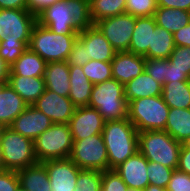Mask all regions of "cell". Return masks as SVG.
Instances as JSON below:
<instances>
[{"instance_id":"45","label":"cell","mask_w":190,"mask_h":191,"mask_svg":"<svg viewBox=\"0 0 190 191\" xmlns=\"http://www.w3.org/2000/svg\"><path fill=\"white\" fill-rule=\"evenodd\" d=\"M175 46L190 47V23L173 34Z\"/></svg>"},{"instance_id":"15","label":"cell","mask_w":190,"mask_h":191,"mask_svg":"<svg viewBox=\"0 0 190 191\" xmlns=\"http://www.w3.org/2000/svg\"><path fill=\"white\" fill-rule=\"evenodd\" d=\"M52 124L51 119L44 113L33 105H28L26 109L14 119L10 127L15 132L34 141Z\"/></svg>"},{"instance_id":"44","label":"cell","mask_w":190,"mask_h":191,"mask_svg":"<svg viewBox=\"0 0 190 191\" xmlns=\"http://www.w3.org/2000/svg\"><path fill=\"white\" fill-rule=\"evenodd\" d=\"M62 0H26L27 10L38 16L42 11H44L50 5Z\"/></svg>"},{"instance_id":"39","label":"cell","mask_w":190,"mask_h":191,"mask_svg":"<svg viewBox=\"0 0 190 191\" xmlns=\"http://www.w3.org/2000/svg\"><path fill=\"white\" fill-rule=\"evenodd\" d=\"M166 59H146L145 72L162 86L165 84Z\"/></svg>"},{"instance_id":"41","label":"cell","mask_w":190,"mask_h":191,"mask_svg":"<svg viewBox=\"0 0 190 191\" xmlns=\"http://www.w3.org/2000/svg\"><path fill=\"white\" fill-rule=\"evenodd\" d=\"M90 60H87V54L84 45L77 39L74 44L73 48L67 58V64L69 66H84Z\"/></svg>"},{"instance_id":"4","label":"cell","mask_w":190,"mask_h":191,"mask_svg":"<svg viewBox=\"0 0 190 191\" xmlns=\"http://www.w3.org/2000/svg\"><path fill=\"white\" fill-rule=\"evenodd\" d=\"M88 106L97 109L105 122L128 118L124 85L114 78L93 85Z\"/></svg>"},{"instance_id":"11","label":"cell","mask_w":190,"mask_h":191,"mask_svg":"<svg viewBox=\"0 0 190 191\" xmlns=\"http://www.w3.org/2000/svg\"><path fill=\"white\" fill-rule=\"evenodd\" d=\"M135 23L136 17L124 13L101 19L94 25L110 42L116 52H123L129 50Z\"/></svg>"},{"instance_id":"27","label":"cell","mask_w":190,"mask_h":191,"mask_svg":"<svg viewBox=\"0 0 190 191\" xmlns=\"http://www.w3.org/2000/svg\"><path fill=\"white\" fill-rule=\"evenodd\" d=\"M154 18L157 26L174 34L190 23V11L157 7Z\"/></svg>"},{"instance_id":"2","label":"cell","mask_w":190,"mask_h":191,"mask_svg":"<svg viewBox=\"0 0 190 191\" xmlns=\"http://www.w3.org/2000/svg\"><path fill=\"white\" fill-rule=\"evenodd\" d=\"M101 134L109 169H114L138 151V131L128 118L105 122Z\"/></svg>"},{"instance_id":"48","label":"cell","mask_w":190,"mask_h":191,"mask_svg":"<svg viewBox=\"0 0 190 191\" xmlns=\"http://www.w3.org/2000/svg\"><path fill=\"white\" fill-rule=\"evenodd\" d=\"M0 9L27 10L26 0H0Z\"/></svg>"},{"instance_id":"54","label":"cell","mask_w":190,"mask_h":191,"mask_svg":"<svg viewBox=\"0 0 190 191\" xmlns=\"http://www.w3.org/2000/svg\"><path fill=\"white\" fill-rule=\"evenodd\" d=\"M7 82H0V91H1V88L6 84Z\"/></svg>"},{"instance_id":"21","label":"cell","mask_w":190,"mask_h":191,"mask_svg":"<svg viewBox=\"0 0 190 191\" xmlns=\"http://www.w3.org/2000/svg\"><path fill=\"white\" fill-rule=\"evenodd\" d=\"M154 16L136 17L135 28L129 45V52L144 56L151 48L152 33L156 28Z\"/></svg>"},{"instance_id":"7","label":"cell","mask_w":190,"mask_h":191,"mask_svg":"<svg viewBox=\"0 0 190 191\" xmlns=\"http://www.w3.org/2000/svg\"><path fill=\"white\" fill-rule=\"evenodd\" d=\"M169 109L162 95L135 99L128 102V119L138 132L165 130Z\"/></svg>"},{"instance_id":"8","label":"cell","mask_w":190,"mask_h":191,"mask_svg":"<svg viewBox=\"0 0 190 191\" xmlns=\"http://www.w3.org/2000/svg\"><path fill=\"white\" fill-rule=\"evenodd\" d=\"M38 162L67 159L73 148V138L68 124L53 123L34 141Z\"/></svg>"},{"instance_id":"30","label":"cell","mask_w":190,"mask_h":191,"mask_svg":"<svg viewBox=\"0 0 190 191\" xmlns=\"http://www.w3.org/2000/svg\"><path fill=\"white\" fill-rule=\"evenodd\" d=\"M175 48L173 34L166 29L156 26L152 33L151 48L144 55L146 59L169 58Z\"/></svg>"},{"instance_id":"35","label":"cell","mask_w":190,"mask_h":191,"mask_svg":"<svg viewBox=\"0 0 190 191\" xmlns=\"http://www.w3.org/2000/svg\"><path fill=\"white\" fill-rule=\"evenodd\" d=\"M74 191H101L102 171L81 170Z\"/></svg>"},{"instance_id":"17","label":"cell","mask_w":190,"mask_h":191,"mask_svg":"<svg viewBox=\"0 0 190 191\" xmlns=\"http://www.w3.org/2000/svg\"><path fill=\"white\" fill-rule=\"evenodd\" d=\"M148 160L137 151L123 163L119 164L115 170L127 185L128 188L144 190L149 184L147 176Z\"/></svg>"},{"instance_id":"16","label":"cell","mask_w":190,"mask_h":191,"mask_svg":"<svg viewBox=\"0 0 190 191\" xmlns=\"http://www.w3.org/2000/svg\"><path fill=\"white\" fill-rule=\"evenodd\" d=\"M77 39L85 47L87 60L104 62L113 60L116 51L95 25L80 31Z\"/></svg>"},{"instance_id":"28","label":"cell","mask_w":190,"mask_h":191,"mask_svg":"<svg viewBox=\"0 0 190 191\" xmlns=\"http://www.w3.org/2000/svg\"><path fill=\"white\" fill-rule=\"evenodd\" d=\"M165 131L181 143L188 138L190 136V108H170Z\"/></svg>"},{"instance_id":"32","label":"cell","mask_w":190,"mask_h":191,"mask_svg":"<svg viewBox=\"0 0 190 191\" xmlns=\"http://www.w3.org/2000/svg\"><path fill=\"white\" fill-rule=\"evenodd\" d=\"M82 70L93 85L113 78L111 62L90 60Z\"/></svg>"},{"instance_id":"25","label":"cell","mask_w":190,"mask_h":191,"mask_svg":"<svg viewBox=\"0 0 190 191\" xmlns=\"http://www.w3.org/2000/svg\"><path fill=\"white\" fill-rule=\"evenodd\" d=\"M163 86L145 71L124 85L127 102L144 97L162 95Z\"/></svg>"},{"instance_id":"6","label":"cell","mask_w":190,"mask_h":191,"mask_svg":"<svg viewBox=\"0 0 190 191\" xmlns=\"http://www.w3.org/2000/svg\"><path fill=\"white\" fill-rule=\"evenodd\" d=\"M78 35H62L36 23L30 37L29 48L46 63L67 61Z\"/></svg>"},{"instance_id":"33","label":"cell","mask_w":190,"mask_h":191,"mask_svg":"<svg viewBox=\"0 0 190 191\" xmlns=\"http://www.w3.org/2000/svg\"><path fill=\"white\" fill-rule=\"evenodd\" d=\"M29 43L30 41L18 40L0 41V57L10 68L29 47Z\"/></svg>"},{"instance_id":"18","label":"cell","mask_w":190,"mask_h":191,"mask_svg":"<svg viewBox=\"0 0 190 191\" xmlns=\"http://www.w3.org/2000/svg\"><path fill=\"white\" fill-rule=\"evenodd\" d=\"M146 58L129 51L116 52L112 65V77L122 85L127 84L145 71Z\"/></svg>"},{"instance_id":"46","label":"cell","mask_w":190,"mask_h":191,"mask_svg":"<svg viewBox=\"0 0 190 191\" xmlns=\"http://www.w3.org/2000/svg\"><path fill=\"white\" fill-rule=\"evenodd\" d=\"M157 6L190 11V0H157Z\"/></svg>"},{"instance_id":"34","label":"cell","mask_w":190,"mask_h":191,"mask_svg":"<svg viewBox=\"0 0 190 191\" xmlns=\"http://www.w3.org/2000/svg\"><path fill=\"white\" fill-rule=\"evenodd\" d=\"M173 171L174 169L160 163L148 161L147 176L149 184L166 189Z\"/></svg>"},{"instance_id":"24","label":"cell","mask_w":190,"mask_h":191,"mask_svg":"<svg viewBox=\"0 0 190 191\" xmlns=\"http://www.w3.org/2000/svg\"><path fill=\"white\" fill-rule=\"evenodd\" d=\"M7 83L28 105H32L46 89L44 77L8 76Z\"/></svg>"},{"instance_id":"10","label":"cell","mask_w":190,"mask_h":191,"mask_svg":"<svg viewBox=\"0 0 190 191\" xmlns=\"http://www.w3.org/2000/svg\"><path fill=\"white\" fill-rule=\"evenodd\" d=\"M37 16L28 10L0 9V41H30Z\"/></svg>"},{"instance_id":"47","label":"cell","mask_w":190,"mask_h":191,"mask_svg":"<svg viewBox=\"0 0 190 191\" xmlns=\"http://www.w3.org/2000/svg\"><path fill=\"white\" fill-rule=\"evenodd\" d=\"M177 169L190 175V149H186L183 145L180 150Z\"/></svg>"},{"instance_id":"29","label":"cell","mask_w":190,"mask_h":191,"mask_svg":"<svg viewBox=\"0 0 190 191\" xmlns=\"http://www.w3.org/2000/svg\"><path fill=\"white\" fill-rule=\"evenodd\" d=\"M162 97L170 108H190V81L165 83L162 88Z\"/></svg>"},{"instance_id":"49","label":"cell","mask_w":190,"mask_h":191,"mask_svg":"<svg viewBox=\"0 0 190 191\" xmlns=\"http://www.w3.org/2000/svg\"><path fill=\"white\" fill-rule=\"evenodd\" d=\"M9 75V66L0 57V82H7Z\"/></svg>"},{"instance_id":"13","label":"cell","mask_w":190,"mask_h":191,"mask_svg":"<svg viewBox=\"0 0 190 191\" xmlns=\"http://www.w3.org/2000/svg\"><path fill=\"white\" fill-rule=\"evenodd\" d=\"M32 105L49 117L53 123L62 124L69 123L76 109L69 97L60 96L47 89Z\"/></svg>"},{"instance_id":"37","label":"cell","mask_w":190,"mask_h":191,"mask_svg":"<svg viewBox=\"0 0 190 191\" xmlns=\"http://www.w3.org/2000/svg\"><path fill=\"white\" fill-rule=\"evenodd\" d=\"M168 59L175 68L190 78V47L175 46Z\"/></svg>"},{"instance_id":"42","label":"cell","mask_w":190,"mask_h":191,"mask_svg":"<svg viewBox=\"0 0 190 191\" xmlns=\"http://www.w3.org/2000/svg\"><path fill=\"white\" fill-rule=\"evenodd\" d=\"M19 186L17 171L0 170V191H16Z\"/></svg>"},{"instance_id":"38","label":"cell","mask_w":190,"mask_h":191,"mask_svg":"<svg viewBox=\"0 0 190 191\" xmlns=\"http://www.w3.org/2000/svg\"><path fill=\"white\" fill-rule=\"evenodd\" d=\"M128 187L113 169L102 171L101 191H127Z\"/></svg>"},{"instance_id":"36","label":"cell","mask_w":190,"mask_h":191,"mask_svg":"<svg viewBox=\"0 0 190 191\" xmlns=\"http://www.w3.org/2000/svg\"><path fill=\"white\" fill-rule=\"evenodd\" d=\"M157 0H126V13L134 17L154 16Z\"/></svg>"},{"instance_id":"43","label":"cell","mask_w":190,"mask_h":191,"mask_svg":"<svg viewBox=\"0 0 190 191\" xmlns=\"http://www.w3.org/2000/svg\"><path fill=\"white\" fill-rule=\"evenodd\" d=\"M165 83L176 82V81H190V78L183 73V71L178 70L174 65L166 58L165 67Z\"/></svg>"},{"instance_id":"3","label":"cell","mask_w":190,"mask_h":191,"mask_svg":"<svg viewBox=\"0 0 190 191\" xmlns=\"http://www.w3.org/2000/svg\"><path fill=\"white\" fill-rule=\"evenodd\" d=\"M0 163L5 170L18 171L38 163L32 139L11 127L0 128Z\"/></svg>"},{"instance_id":"50","label":"cell","mask_w":190,"mask_h":191,"mask_svg":"<svg viewBox=\"0 0 190 191\" xmlns=\"http://www.w3.org/2000/svg\"><path fill=\"white\" fill-rule=\"evenodd\" d=\"M143 191H166V189L148 184Z\"/></svg>"},{"instance_id":"14","label":"cell","mask_w":190,"mask_h":191,"mask_svg":"<svg viewBox=\"0 0 190 191\" xmlns=\"http://www.w3.org/2000/svg\"><path fill=\"white\" fill-rule=\"evenodd\" d=\"M104 124L105 121L98 110L89 106L76 107L68 123L73 140L101 134Z\"/></svg>"},{"instance_id":"22","label":"cell","mask_w":190,"mask_h":191,"mask_svg":"<svg viewBox=\"0 0 190 191\" xmlns=\"http://www.w3.org/2000/svg\"><path fill=\"white\" fill-rule=\"evenodd\" d=\"M46 62L29 47L9 68L8 76L44 77Z\"/></svg>"},{"instance_id":"53","label":"cell","mask_w":190,"mask_h":191,"mask_svg":"<svg viewBox=\"0 0 190 191\" xmlns=\"http://www.w3.org/2000/svg\"><path fill=\"white\" fill-rule=\"evenodd\" d=\"M16 191H27V190H25V189H23L21 186H19V187L16 189Z\"/></svg>"},{"instance_id":"52","label":"cell","mask_w":190,"mask_h":191,"mask_svg":"<svg viewBox=\"0 0 190 191\" xmlns=\"http://www.w3.org/2000/svg\"><path fill=\"white\" fill-rule=\"evenodd\" d=\"M127 191H142V190L134 189V188H128Z\"/></svg>"},{"instance_id":"20","label":"cell","mask_w":190,"mask_h":191,"mask_svg":"<svg viewBox=\"0 0 190 191\" xmlns=\"http://www.w3.org/2000/svg\"><path fill=\"white\" fill-rule=\"evenodd\" d=\"M70 72L66 61L48 62L45 68L44 80L47 90L60 96L68 97L70 92Z\"/></svg>"},{"instance_id":"51","label":"cell","mask_w":190,"mask_h":191,"mask_svg":"<svg viewBox=\"0 0 190 191\" xmlns=\"http://www.w3.org/2000/svg\"><path fill=\"white\" fill-rule=\"evenodd\" d=\"M182 145L186 148V149H190V136L188 138H186L183 142Z\"/></svg>"},{"instance_id":"31","label":"cell","mask_w":190,"mask_h":191,"mask_svg":"<svg viewBox=\"0 0 190 191\" xmlns=\"http://www.w3.org/2000/svg\"><path fill=\"white\" fill-rule=\"evenodd\" d=\"M90 17L97 21L126 13V0H89Z\"/></svg>"},{"instance_id":"5","label":"cell","mask_w":190,"mask_h":191,"mask_svg":"<svg viewBox=\"0 0 190 191\" xmlns=\"http://www.w3.org/2000/svg\"><path fill=\"white\" fill-rule=\"evenodd\" d=\"M182 143L165 130L138 132V151L148 160L177 169Z\"/></svg>"},{"instance_id":"23","label":"cell","mask_w":190,"mask_h":191,"mask_svg":"<svg viewBox=\"0 0 190 191\" xmlns=\"http://www.w3.org/2000/svg\"><path fill=\"white\" fill-rule=\"evenodd\" d=\"M70 92L68 97L76 107L88 106L93 84L85 76L82 67L69 66Z\"/></svg>"},{"instance_id":"26","label":"cell","mask_w":190,"mask_h":191,"mask_svg":"<svg viewBox=\"0 0 190 191\" xmlns=\"http://www.w3.org/2000/svg\"><path fill=\"white\" fill-rule=\"evenodd\" d=\"M20 186L27 191H51L45 165L38 162L17 171Z\"/></svg>"},{"instance_id":"9","label":"cell","mask_w":190,"mask_h":191,"mask_svg":"<svg viewBox=\"0 0 190 191\" xmlns=\"http://www.w3.org/2000/svg\"><path fill=\"white\" fill-rule=\"evenodd\" d=\"M69 158L82 170H109L108 155L102 134L73 140Z\"/></svg>"},{"instance_id":"1","label":"cell","mask_w":190,"mask_h":191,"mask_svg":"<svg viewBox=\"0 0 190 191\" xmlns=\"http://www.w3.org/2000/svg\"><path fill=\"white\" fill-rule=\"evenodd\" d=\"M37 22L52 32L78 35L94 25L90 17L89 0H62L47 7L37 16Z\"/></svg>"},{"instance_id":"12","label":"cell","mask_w":190,"mask_h":191,"mask_svg":"<svg viewBox=\"0 0 190 191\" xmlns=\"http://www.w3.org/2000/svg\"><path fill=\"white\" fill-rule=\"evenodd\" d=\"M48 173L51 191H74L80 169L70 158L42 162Z\"/></svg>"},{"instance_id":"40","label":"cell","mask_w":190,"mask_h":191,"mask_svg":"<svg viewBox=\"0 0 190 191\" xmlns=\"http://www.w3.org/2000/svg\"><path fill=\"white\" fill-rule=\"evenodd\" d=\"M166 191H190V175L175 169Z\"/></svg>"},{"instance_id":"19","label":"cell","mask_w":190,"mask_h":191,"mask_svg":"<svg viewBox=\"0 0 190 191\" xmlns=\"http://www.w3.org/2000/svg\"><path fill=\"white\" fill-rule=\"evenodd\" d=\"M28 104L6 83L0 91V128L10 127L14 119L21 114Z\"/></svg>"}]
</instances>
